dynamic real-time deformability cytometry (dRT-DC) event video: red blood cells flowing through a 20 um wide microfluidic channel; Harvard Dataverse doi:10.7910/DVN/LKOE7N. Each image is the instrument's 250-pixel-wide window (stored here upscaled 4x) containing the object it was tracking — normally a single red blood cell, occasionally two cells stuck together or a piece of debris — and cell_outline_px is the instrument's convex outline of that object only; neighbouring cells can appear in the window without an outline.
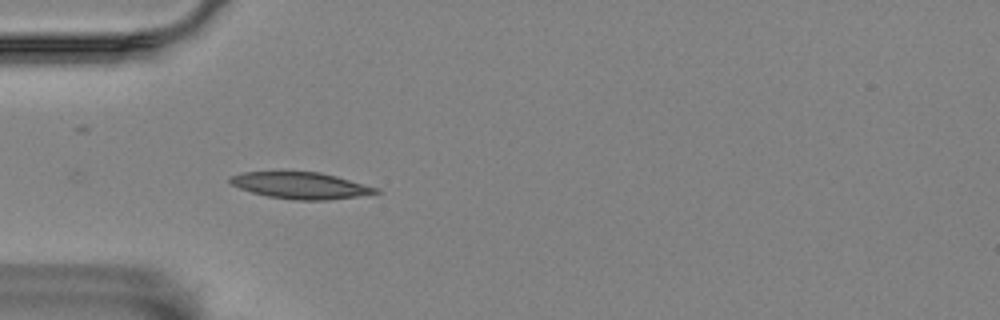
{"species": "Egyptian fruit bat (a non-hibernating species)", "species_latin": "Rousettus aegyptiacus", "temperature_condition": "room temperature", "stored_images_in_passage": 41, "camera_frame_rate_fps": 3000, "um_per_image_px": 0.085, "animal": {"sex": "female"}, "frame": {"image": 1, "passage_image": 1, "time_ms": 0.0, "image_size_px": [1000, 320], "cell_outline_px": [[380, 192], [356, 196], [328, 200], [292, 200], [268, 196], [252, 192], [240, 188], [232, 184], [228, 180], [228, 176], [240, 172], [320, 172], [336, 176], [380, 188]], "centroid_in_image_um": [25.54, 15.76], "position_along_channel_um": 59.5, "area_um2": 22.48}}
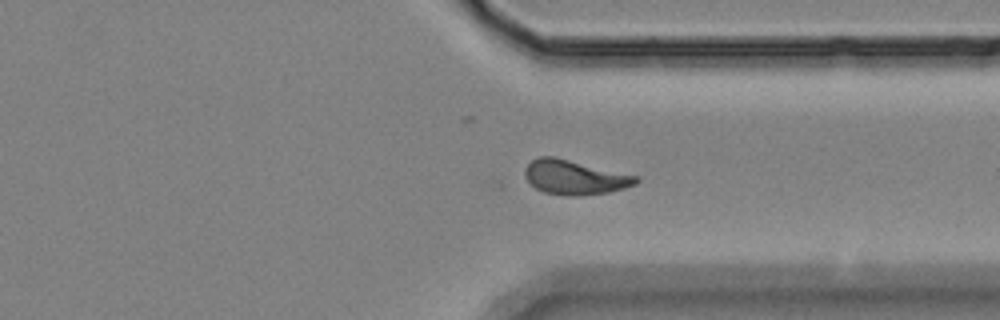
{"frame": {"image": 2, "passage_image": 27, "time_ms": 8.667, "image_size_px": [1000, 320], "cell_outline_px": [[640, 180], [636, 184], [624, 188], [608, 192], [580, 196], [568, 196], [544, 192], [536, 188], [524, 176], [524, 172], [528, 164], [532, 160], [540, 156], [556, 156], [640, 176]], "centroid_in_image_um": [48.89, 15.06], "position_along_channel_um": 362.5, "area_um2": 22.54}}
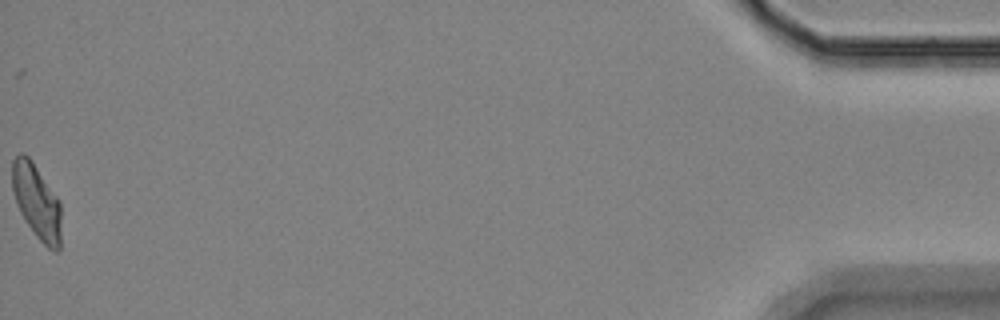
{"frame": {"image": 3, "passage_image": 41, "time_ms": 13.333, "image_size_px": [1000, 320], "cell_outline_px": [[60, 248], [56, 252], [48, 248], [36, 236], [20, 212], [16, 204], [12, 188], [12, 160], [20, 152], [24, 152], [32, 160], [60, 200]], "centroid_in_image_um": [3.11, 17.09], "position_along_channel_um": 432.1, "area_um2": 21.39}}